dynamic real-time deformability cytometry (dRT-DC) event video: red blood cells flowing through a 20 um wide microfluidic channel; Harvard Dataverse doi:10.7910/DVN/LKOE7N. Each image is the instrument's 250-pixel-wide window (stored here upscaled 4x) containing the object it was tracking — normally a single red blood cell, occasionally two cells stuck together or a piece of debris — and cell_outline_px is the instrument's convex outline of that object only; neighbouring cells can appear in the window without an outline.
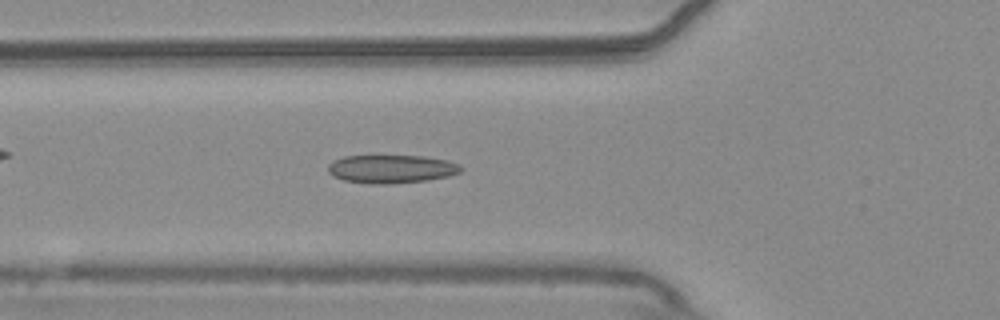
{"species": "common noctule bat (a hibernating species)", "species_latin": "Nyctalus noctula", "temperature_condition": "warm", "stored_images_in_passage": 50, "camera_frame_rate_fps": 3000, "um_per_image_px": 0.085, "animal": {"sex": "male", "body_mass_g": 20.4}, "frame": {"image": 1, "passage_image": 16, "time_ms": 5.0, "image_size_px": [1000, 320], "cell_outline_px": [[464, 168], [460, 172], [448, 176], [424, 180], [388, 184], [368, 184], [344, 180], [332, 176], [328, 172], [328, 164], [332, 160], [344, 156], [424, 156], [448, 160], [460, 164]], "centroid_in_image_um": [33.25, 14.36], "position_along_channel_um": 92.6, "area_um2": 22.02}}
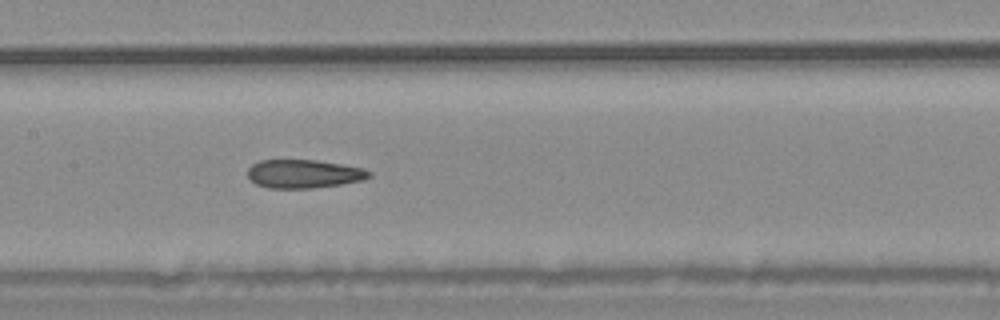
{"frame": {"image": 2, "passage_image": 23, "time_ms": 7.333, "image_size_px": [1000, 320], "cell_outline_px": [[372, 176], [364, 180], [340, 184], [312, 188], [268, 188], [256, 184], [248, 176], [248, 168], [252, 164], [260, 160], [316, 160], [364, 168], [372, 172]], "centroid_in_image_um": [25.84, 14.77], "position_along_channel_um": 181.6, "area_um2": 20.17}}
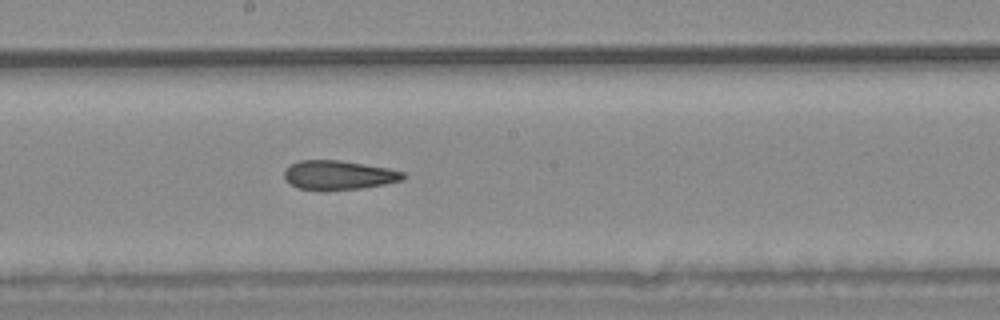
{"frame": {"image": 3, "passage_image": 26, "time_ms": 8.333, "image_size_px": [1000, 320], "cell_outline_px": [[404, 180], [384, 184], [360, 188], [296, 188], [284, 180], [284, 172], [288, 164], [300, 160], [340, 160], [388, 168], [404, 172]], "centroid_in_image_um": [28.75, 14.84], "position_along_channel_um": 219.4, "area_um2": 19.77}, "authors_computed_cell_mechanics": {"area_um2": 21.0392, "velocity_mm_per_s": 3.7936, "shape_relaxation_time_tau1_ms": null, "shape_relaxation_time_tau2_ms": 4.0014, "deformation_change_tau1": null, "deformation_change_tau2": 0.1165}}